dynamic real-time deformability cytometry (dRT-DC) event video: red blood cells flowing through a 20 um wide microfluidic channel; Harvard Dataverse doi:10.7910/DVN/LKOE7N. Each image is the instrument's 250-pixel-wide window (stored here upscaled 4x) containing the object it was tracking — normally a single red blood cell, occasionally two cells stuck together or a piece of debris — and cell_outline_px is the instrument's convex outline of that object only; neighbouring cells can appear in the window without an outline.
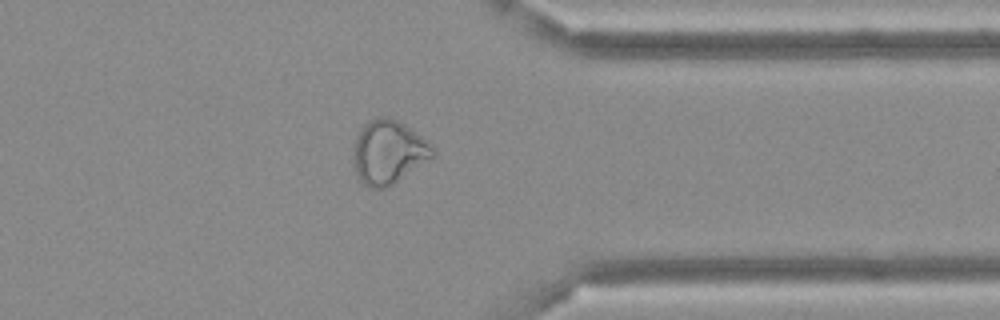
{"species": "Egyptian fruit bat (a non-hibernating species)", "species_latin": "Rousettus aegyptiacus", "temperature_condition": "cold", "stored_images_in_passage": 38, "camera_frame_rate_fps": 3000, "um_per_image_px": 0.085, "frame": {"image": 1, "passage_image": 28, "time_ms": 9.0, "image_size_px": [1000, 320], "cell_outline_px": [[436, 156], [392, 184], [384, 188], [372, 188], [364, 184], [356, 176], [352, 152], [352, 148], [356, 136], [360, 128], [368, 120], [380, 116], [392, 116], [404, 124], [432, 144], [436, 148]], "centroid_in_image_um": [33.01, 12.9], "position_along_channel_um": 378.4, "area_um2": 29.88}}
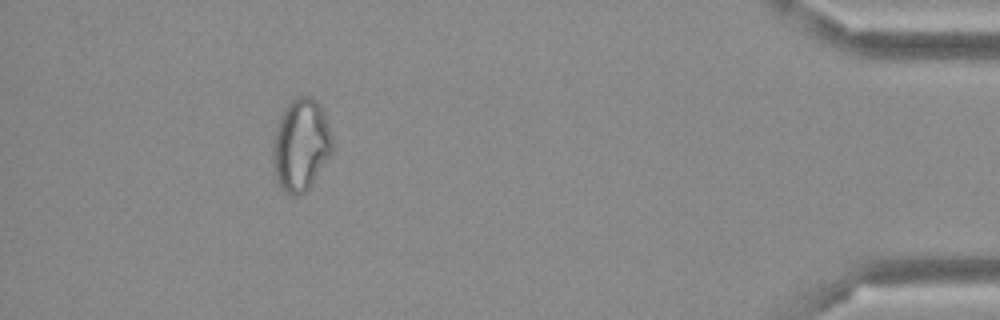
{"frame": {"image": 2, "passage_image": 34, "time_ms": 11.0, "image_size_px": [1000, 320], "cell_outline_px": [[332, 152], [312, 184], [300, 196], [292, 196], [284, 192], [280, 188], [276, 180], [272, 160], [272, 148], [276, 128], [280, 116], [284, 108], [296, 96], [312, 96], [320, 104], [324, 112], [332, 136]], "centroid_in_image_um": [25.56, 12.33], "position_along_channel_um": 409.6, "area_um2": 32.25}}